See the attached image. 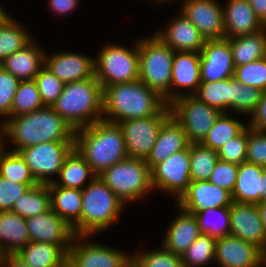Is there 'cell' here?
I'll return each instance as SVG.
<instances>
[{"mask_svg": "<svg viewBox=\"0 0 266 267\" xmlns=\"http://www.w3.org/2000/svg\"><path fill=\"white\" fill-rule=\"evenodd\" d=\"M26 31L13 17L4 25L0 31V63L33 39Z\"/></svg>", "mask_w": 266, "mask_h": 267, "instance_id": "cell-40", "label": "cell"}, {"mask_svg": "<svg viewBox=\"0 0 266 267\" xmlns=\"http://www.w3.org/2000/svg\"><path fill=\"white\" fill-rule=\"evenodd\" d=\"M223 8L217 0H184L180 11L208 40L225 37Z\"/></svg>", "mask_w": 266, "mask_h": 267, "instance_id": "cell-14", "label": "cell"}, {"mask_svg": "<svg viewBox=\"0 0 266 267\" xmlns=\"http://www.w3.org/2000/svg\"><path fill=\"white\" fill-rule=\"evenodd\" d=\"M246 162L266 168V131L248 127Z\"/></svg>", "mask_w": 266, "mask_h": 267, "instance_id": "cell-49", "label": "cell"}, {"mask_svg": "<svg viewBox=\"0 0 266 267\" xmlns=\"http://www.w3.org/2000/svg\"><path fill=\"white\" fill-rule=\"evenodd\" d=\"M50 209L49 187L47 184H38L20 196V199L14 202L11 211L26 219L48 212Z\"/></svg>", "mask_w": 266, "mask_h": 267, "instance_id": "cell-33", "label": "cell"}, {"mask_svg": "<svg viewBox=\"0 0 266 267\" xmlns=\"http://www.w3.org/2000/svg\"><path fill=\"white\" fill-rule=\"evenodd\" d=\"M89 181V184L82 189L80 215V235L82 236H90L108 229L119 218L125 206V203L99 176Z\"/></svg>", "mask_w": 266, "mask_h": 267, "instance_id": "cell-5", "label": "cell"}, {"mask_svg": "<svg viewBox=\"0 0 266 267\" xmlns=\"http://www.w3.org/2000/svg\"><path fill=\"white\" fill-rule=\"evenodd\" d=\"M139 79L170 104V85L175 51L157 36L138 41Z\"/></svg>", "mask_w": 266, "mask_h": 267, "instance_id": "cell-6", "label": "cell"}, {"mask_svg": "<svg viewBox=\"0 0 266 267\" xmlns=\"http://www.w3.org/2000/svg\"><path fill=\"white\" fill-rule=\"evenodd\" d=\"M238 169L239 165L218 159L208 181L232 194L237 180Z\"/></svg>", "mask_w": 266, "mask_h": 267, "instance_id": "cell-47", "label": "cell"}, {"mask_svg": "<svg viewBox=\"0 0 266 267\" xmlns=\"http://www.w3.org/2000/svg\"><path fill=\"white\" fill-rule=\"evenodd\" d=\"M30 188L27 184L16 183L0 176V212L11 211L14 202Z\"/></svg>", "mask_w": 266, "mask_h": 267, "instance_id": "cell-50", "label": "cell"}, {"mask_svg": "<svg viewBox=\"0 0 266 267\" xmlns=\"http://www.w3.org/2000/svg\"><path fill=\"white\" fill-rule=\"evenodd\" d=\"M232 202L229 191L208 180L191 181L187 190L176 201L179 209L189 213H200L208 208L227 207Z\"/></svg>", "mask_w": 266, "mask_h": 267, "instance_id": "cell-19", "label": "cell"}, {"mask_svg": "<svg viewBox=\"0 0 266 267\" xmlns=\"http://www.w3.org/2000/svg\"><path fill=\"white\" fill-rule=\"evenodd\" d=\"M74 148V141H50L20 149L18 152L30 168L38 184H51L59 175L66 156Z\"/></svg>", "mask_w": 266, "mask_h": 267, "instance_id": "cell-10", "label": "cell"}, {"mask_svg": "<svg viewBox=\"0 0 266 267\" xmlns=\"http://www.w3.org/2000/svg\"><path fill=\"white\" fill-rule=\"evenodd\" d=\"M49 6L54 13L63 15L72 12L78 5V0H49Z\"/></svg>", "mask_w": 266, "mask_h": 267, "instance_id": "cell-52", "label": "cell"}, {"mask_svg": "<svg viewBox=\"0 0 266 267\" xmlns=\"http://www.w3.org/2000/svg\"><path fill=\"white\" fill-rule=\"evenodd\" d=\"M260 33L266 39V17L260 20Z\"/></svg>", "mask_w": 266, "mask_h": 267, "instance_id": "cell-58", "label": "cell"}, {"mask_svg": "<svg viewBox=\"0 0 266 267\" xmlns=\"http://www.w3.org/2000/svg\"><path fill=\"white\" fill-rule=\"evenodd\" d=\"M197 218L201 234L220 238L230 233V206L219 208H208L200 213H191ZM216 214V215H215ZM218 216V219L210 220L211 216Z\"/></svg>", "mask_w": 266, "mask_h": 267, "instance_id": "cell-38", "label": "cell"}, {"mask_svg": "<svg viewBox=\"0 0 266 267\" xmlns=\"http://www.w3.org/2000/svg\"><path fill=\"white\" fill-rule=\"evenodd\" d=\"M159 2H164L166 3L167 0H158ZM168 1H172V0H168Z\"/></svg>", "mask_w": 266, "mask_h": 267, "instance_id": "cell-60", "label": "cell"}, {"mask_svg": "<svg viewBox=\"0 0 266 267\" xmlns=\"http://www.w3.org/2000/svg\"><path fill=\"white\" fill-rule=\"evenodd\" d=\"M262 201H266V169L262 172Z\"/></svg>", "mask_w": 266, "mask_h": 267, "instance_id": "cell-57", "label": "cell"}, {"mask_svg": "<svg viewBox=\"0 0 266 267\" xmlns=\"http://www.w3.org/2000/svg\"><path fill=\"white\" fill-rule=\"evenodd\" d=\"M17 255L30 267H64L67 252L57 244L29 242Z\"/></svg>", "mask_w": 266, "mask_h": 267, "instance_id": "cell-30", "label": "cell"}, {"mask_svg": "<svg viewBox=\"0 0 266 267\" xmlns=\"http://www.w3.org/2000/svg\"><path fill=\"white\" fill-rule=\"evenodd\" d=\"M154 35L174 51L200 53L206 41L199 30L181 12L165 30L158 31Z\"/></svg>", "mask_w": 266, "mask_h": 267, "instance_id": "cell-22", "label": "cell"}, {"mask_svg": "<svg viewBox=\"0 0 266 267\" xmlns=\"http://www.w3.org/2000/svg\"><path fill=\"white\" fill-rule=\"evenodd\" d=\"M256 205H257L260 219H261L263 226H264V229L266 231V201H261L260 203H258Z\"/></svg>", "mask_w": 266, "mask_h": 267, "instance_id": "cell-55", "label": "cell"}, {"mask_svg": "<svg viewBox=\"0 0 266 267\" xmlns=\"http://www.w3.org/2000/svg\"><path fill=\"white\" fill-rule=\"evenodd\" d=\"M208 106L227 112L231 109V77L215 82H201L193 94Z\"/></svg>", "mask_w": 266, "mask_h": 267, "instance_id": "cell-34", "label": "cell"}, {"mask_svg": "<svg viewBox=\"0 0 266 267\" xmlns=\"http://www.w3.org/2000/svg\"><path fill=\"white\" fill-rule=\"evenodd\" d=\"M100 179L126 204L153 190L151 170L144 159L127 157L107 168Z\"/></svg>", "mask_w": 266, "mask_h": 267, "instance_id": "cell-7", "label": "cell"}, {"mask_svg": "<svg viewBox=\"0 0 266 267\" xmlns=\"http://www.w3.org/2000/svg\"><path fill=\"white\" fill-rule=\"evenodd\" d=\"M234 67L266 57V39L260 31L230 38Z\"/></svg>", "mask_w": 266, "mask_h": 267, "instance_id": "cell-32", "label": "cell"}, {"mask_svg": "<svg viewBox=\"0 0 266 267\" xmlns=\"http://www.w3.org/2000/svg\"><path fill=\"white\" fill-rule=\"evenodd\" d=\"M51 210L63 218L80 235V215L82 210V190L61 186H48Z\"/></svg>", "mask_w": 266, "mask_h": 267, "instance_id": "cell-27", "label": "cell"}, {"mask_svg": "<svg viewBox=\"0 0 266 267\" xmlns=\"http://www.w3.org/2000/svg\"><path fill=\"white\" fill-rule=\"evenodd\" d=\"M136 42L132 50L113 44L103 47L94 59L95 77L103 89L139 79V50Z\"/></svg>", "mask_w": 266, "mask_h": 267, "instance_id": "cell-8", "label": "cell"}, {"mask_svg": "<svg viewBox=\"0 0 266 267\" xmlns=\"http://www.w3.org/2000/svg\"><path fill=\"white\" fill-rule=\"evenodd\" d=\"M229 235L252 243L266 252V231L256 204L232 202Z\"/></svg>", "mask_w": 266, "mask_h": 267, "instance_id": "cell-17", "label": "cell"}, {"mask_svg": "<svg viewBox=\"0 0 266 267\" xmlns=\"http://www.w3.org/2000/svg\"><path fill=\"white\" fill-rule=\"evenodd\" d=\"M223 8L225 38L260 31V19L256 16L248 0H228Z\"/></svg>", "mask_w": 266, "mask_h": 267, "instance_id": "cell-25", "label": "cell"}, {"mask_svg": "<svg viewBox=\"0 0 266 267\" xmlns=\"http://www.w3.org/2000/svg\"><path fill=\"white\" fill-rule=\"evenodd\" d=\"M200 84V53L175 51L170 85V103L181 96L193 95ZM175 87L182 89L185 87V89H190L191 92L182 93L181 90L179 92ZM172 88H175V90H172Z\"/></svg>", "mask_w": 266, "mask_h": 267, "instance_id": "cell-21", "label": "cell"}, {"mask_svg": "<svg viewBox=\"0 0 266 267\" xmlns=\"http://www.w3.org/2000/svg\"><path fill=\"white\" fill-rule=\"evenodd\" d=\"M169 107L172 117L181 125L190 144L201 143L222 113L193 95L176 98Z\"/></svg>", "mask_w": 266, "mask_h": 267, "instance_id": "cell-9", "label": "cell"}, {"mask_svg": "<svg viewBox=\"0 0 266 267\" xmlns=\"http://www.w3.org/2000/svg\"><path fill=\"white\" fill-rule=\"evenodd\" d=\"M45 107L35 80L20 81L14 95L10 117L37 111Z\"/></svg>", "mask_w": 266, "mask_h": 267, "instance_id": "cell-39", "label": "cell"}, {"mask_svg": "<svg viewBox=\"0 0 266 267\" xmlns=\"http://www.w3.org/2000/svg\"><path fill=\"white\" fill-rule=\"evenodd\" d=\"M0 129H1V133H0V153L3 151V149L5 148L4 147V143H5V141H4V139L3 138H5V136H4V132H3V129H2V126L0 127Z\"/></svg>", "mask_w": 266, "mask_h": 267, "instance_id": "cell-59", "label": "cell"}, {"mask_svg": "<svg viewBox=\"0 0 266 267\" xmlns=\"http://www.w3.org/2000/svg\"><path fill=\"white\" fill-rule=\"evenodd\" d=\"M131 267H184L181 256L166 250H150L132 255Z\"/></svg>", "mask_w": 266, "mask_h": 267, "instance_id": "cell-43", "label": "cell"}, {"mask_svg": "<svg viewBox=\"0 0 266 267\" xmlns=\"http://www.w3.org/2000/svg\"><path fill=\"white\" fill-rule=\"evenodd\" d=\"M30 242L60 245L66 252L75 236L72 227L53 210L25 219Z\"/></svg>", "mask_w": 266, "mask_h": 267, "instance_id": "cell-16", "label": "cell"}, {"mask_svg": "<svg viewBox=\"0 0 266 267\" xmlns=\"http://www.w3.org/2000/svg\"><path fill=\"white\" fill-rule=\"evenodd\" d=\"M256 16L261 20L266 17V0H248Z\"/></svg>", "mask_w": 266, "mask_h": 267, "instance_id": "cell-54", "label": "cell"}, {"mask_svg": "<svg viewBox=\"0 0 266 267\" xmlns=\"http://www.w3.org/2000/svg\"><path fill=\"white\" fill-rule=\"evenodd\" d=\"M261 94L260 89L243 85L231 77V109L234 111L251 116L258 106Z\"/></svg>", "mask_w": 266, "mask_h": 267, "instance_id": "cell-42", "label": "cell"}, {"mask_svg": "<svg viewBox=\"0 0 266 267\" xmlns=\"http://www.w3.org/2000/svg\"><path fill=\"white\" fill-rule=\"evenodd\" d=\"M218 153L201 143L190 144V176L191 181L208 180L218 161Z\"/></svg>", "mask_w": 266, "mask_h": 267, "instance_id": "cell-37", "label": "cell"}, {"mask_svg": "<svg viewBox=\"0 0 266 267\" xmlns=\"http://www.w3.org/2000/svg\"><path fill=\"white\" fill-rule=\"evenodd\" d=\"M190 145L185 131L171 116L161 127L156 143L145 160L150 170L165 161L170 155L186 149Z\"/></svg>", "mask_w": 266, "mask_h": 267, "instance_id": "cell-23", "label": "cell"}, {"mask_svg": "<svg viewBox=\"0 0 266 267\" xmlns=\"http://www.w3.org/2000/svg\"><path fill=\"white\" fill-rule=\"evenodd\" d=\"M58 177L60 178L59 181L54 180V182L48 184V186H61L82 190L86 187L84 184L87 182L86 180L89 177L90 179H93L96 175L92 172L90 165L84 160L79 152L73 148L66 156Z\"/></svg>", "mask_w": 266, "mask_h": 267, "instance_id": "cell-31", "label": "cell"}, {"mask_svg": "<svg viewBox=\"0 0 266 267\" xmlns=\"http://www.w3.org/2000/svg\"><path fill=\"white\" fill-rule=\"evenodd\" d=\"M168 107L164 98L140 79L103 89V120L111 123L159 116Z\"/></svg>", "mask_w": 266, "mask_h": 267, "instance_id": "cell-1", "label": "cell"}, {"mask_svg": "<svg viewBox=\"0 0 266 267\" xmlns=\"http://www.w3.org/2000/svg\"><path fill=\"white\" fill-rule=\"evenodd\" d=\"M29 242L25 219L12 211H1L0 255L17 254Z\"/></svg>", "mask_w": 266, "mask_h": 267, "instance_id": "cell-28", "label": "cell"}, {"mask_svg": "<svg viewBox=\"0 0 266 267\" xmlns=\"http://www.w3.org/2000/svg\"><path fill=\"white\" fill-rule=\"evenodd\" d=\"M0 267H30L17 254H7L1 256Z\"/></svg>", "mask_w": 266, "mask_h": 267, "instance_id": "cell-53", "label": "cell"}, {"mask_svg": "<svg viewBox=\"0 0 266 267\" xmlns=\"http://www.w3.org/2000/svg\"><path fill=\"white\" fill-rule=\"evenodd\" d=\"M216 238L201 234L181 256L184 267H202L215 261Z\"/></svg>", "mask_w": 266, "mask_h": 267, "instance_id": "cell-41", "label": "cell"}, {"mask_svg": "<svg viewBox=\"0 0 266 267\" xmlns=\"http://www.w3.org/2000/svg\"><path fill=\"white\" fill-rule=\"evenodd\" d=\"M74 148L96 176L128 157L121 127L105 120L76 130Z\"/></svg>", "mask_w": 266, "mask_h": 267, "instance_id": "cell-3", "label": "cell"}, {"mask_svg": "<svg viewBox=\"0 0 266 267\" xmlns=\"http://www.w3.org/2000/svg\"><path fill=\"white\" fill-rule=\"evenodd\" d=\"M19 83V79L0 66V116L3 118L10 117L14 95Z\"/></svg>", "mask_w": 266, "mask_h": 267, "instance_id": "cell-48", "label": "cell"}, {"mask_svg": "<svg viewBox=\"0 0 266 267\" xmlns=\"http://www.w3.org/2000/svg\"><path fill=\"white\" fill-rule=\"evenodd\" d=\"M172 116L168 107L159 116L129 119L119 122L128 157L146 160L157 141L162 125Z\"/></svg>", "mask_w": 266, "mask_h": 267, "instance_id": "cell-11", "label": "cell"}, {"mask_svg": "<svg viewBox=\"0 0 266 267\" xmlns=\"http://www.w3.org/2000/svg\"><path fill=\"white\" fill-rule=\"evenodd\" d=\"M74 131L103 120V88L97 78L65 83L52 106Z\"/></svg>", "mask_w": 266, "mask_h": 267, "instance_id": "cell-4", "label": "cell"}, {"mask_svg": "<svg viewBox=\"0 0 266 267\" xmlns=\"http://www.w3.org/2000/svg\"><path fill=\"white\" fill-rule=\"evenodd\" d=\"M251 129L266 131V90L262 91L260 101L255 112L250 117Z\"/></svg>", "mask_w": 266, "mask_h": 267, "instance_id": "cell-51", "label": "cell"}, {"mask_svg": "<svg viewBox=\"0 0 266 267\" xmlns=\"http://www.w3.org/2000/svg\"><path fill=\"white\" fill-rule=\"evenodd\" d=\"M229 116L227 112L221 113L201 142L202 145L217 151L224 143L239 135L247 127Z\"/></svg>", "mask_w": 266, "mask_h": 267, "instance_id": "cell-36", "label": "cell"}, {"mask_svg": "<svg viewBox=\"0 0 266 267\" xmlns=\"http://www.w3.org/2000/svg\"><path fill=\"white\" fill-rule=\"evenodd\" d=\"M230 38L208 39L200 51L201 82H215L234 76Z\"/></svg>", "mask_w": 266, "mask_h": 267, "instance_id": "cell-15", "label": "cell"}, {"mask_svg": "<svg viewBox=\"0 0 266 267\" xmlns=\"http://www.w3.org/2000/svg\"><path fill=\"white\" fill-rule=\"evenodd\" d=\"M90 236L75 235L67 252L69 267H131L132 256L115 248L87 242ZM82 239L84 240L82 242ZM80 242H78V241ZM77 241V242H75ZM82 242V243H81Z\"/></svg>", "mask_w": 266, "mask_h": 267, "instance_id": "cell-12", "label": "cell"}, {"mask_svg": "<svg viewBox=\"0 0 266 267\" xmlns=\"http://www.w3.org/2000/svg\"><path fill=\"white\" fill-rule=\"evenodd\" d=\"M243 85L266 90V57L245 65L236 66L234 76Z\"/></svg>", "mask_w": 266, "mask_h": 267, "instance_id": "cell-44", "label": "cell"}, {"mask_svg": "<svg viewBox=\"0 0 266 267\" xmlns=\"http://www.w3.org/2000/svg\"><path fill=\"white\" fill-rule=\"evenodd\" d=\"M44 65V50L33 39L0 63V66L20 81L34 80Z\"/></svg>", "mask_w": 266, "mask_h": 267, "instance_id": "cell-24", "label": "cell"}, {"mask_svg": "<svg viewBox=\"0 0 266 267\" xmlns=\"http://www.w3.org/2000/svg\"><path fill=\"white\" fill-rule=\"evenodd\" d=\"M179 211H182V213L175 218L168 228L162 246L175 255L182 256L189 246L201 235V232L194 214L183 209Z\"/></svg>", "mask_w": 266, "mask_h": 267, "instance_id": "cell-26", "label": "cell"}, {"mask_svg": "<svg viewBox=\"0 0 266 267\" xmlns=\"http://www.w3.org/2000/svg\"><path fill=\"white\" fill-rule=\"evenodd\" d=\"M6 120L1 126L4 136L17 145L12 151L43 142L74 141L75 131L53 107L45 106Z\"/></svg>", "mask_w": 266, "mask_h": 267, "instance_id": "cell-2", "label": "cell"}, {"mask_svg": "<svg viewBox=\"0 0 266 267\" xmlns=\"http://www.w3.org/2000/svg\"><path fill=\"white\" fill-rule=\"evenodd\" d=\"M44 106L52 107L63 92L64 83L59 80L45 65L34 79Z\"/></svg>", "mask_w": 266, "mask_h": 267, "instance_id": "cell-45", "label": "cell"}, {"mask_svg": "<svg viewBox=\"0 0 266 267\" xmlns=\"http://www.w3.org/2000/svg\"><path fill=\"white\" fill-rule=\"evenodd\" d=\"M248 126L236 137L224 143L218 150V158L241 165L247 157Z\"/></svg>", "mask_w": 266, "mask_h": 267, "instance_id": "cell-46", "label": "cell"}, {"mask_svg": "<svg viewBox=\"0 0 266 267\" xmlns=\"http://www.w3.org/2000/svg\"><path fill=\"white\" fill-rule=\"evenodd\" d=\"M45 54V66L64 84L95 76L94 58L73 52Z\"/></svg>", "mask_w": 266, "mask_h": 267, "instance_id": "cell-20", "label": "cell"}, {"mask_svg": "<svg viewBox=\"0 0 266 267\" xmlns=\"http://www.w3.org/2000/svg\"><path fill=\"white\" fill-rule=\"evenodd\" d=\"M153 189L172 193L178 200L191 183L190 176V145L151 170Z\"/></svg>", "mask_w": 266, "mask_h": 267, "instance_id": "cell-13", "label": "cell"}, {"mask_svg": "<svg viewBox=\"0 0 266 267\" xmlns=\"http://www.w3.org/2000/svg\"><path fill=\"white\" fill-rule=\"evenodd\" d=\"M266 168L243 162L239 165L232 200L237 203L258 204L262 201V172Z\"/></svg>", "mask_w": 266, "mask_h": 267, "instance_id": "cell-29", "label": "cell"}, {"mask_svg": "<svg viewBox=\"0 0 266 267\" xmlns=\"http://www.w3.org/2000/svg\"><path fill=\"white\" fill-rule=\"evenodd\" d=\"M3 151L0 153V176L13 182L27 184L31 188L38 185L36 179L17 151Z\"/></svg>", "mask_w": 266, "mask_h": 267, "instance_id": "cell-35", "label": "cell"}, {"mask_svg": "<svg viewBox=\"0 0 266 267\" xmlns=\"http://www.w3.org/2000/svg\"><path fill=\"white\" fill-rule=\"evenodd\" d=\"M215 261L221 267H261L265 254L256 245L227 235L216 239Z\"/></svg>", "mask_w": 266, "mask_h": 267, "instance_id": "cell-18", "label": "cell"}, {"mask_svg": "<svg viewBox=\"0 0 266 267\" xmlns=\"http://www.w3.org/2000/svg\"><path fill=\"white\" fill-rule=\"evenodd\" d=\"M12 18V16H10L9 14H7V12L5 10H3L0 13V31L2 30V28L4 27V25Z\"/></svg>", "mask_w": 266, "mask_h": 267, "instance_id": "cell-56", "label": "cell"}, {"mask_svg": "<svg viewBox=\"0 0 266 267\" xmlns=\"http://www.w3.org/2000/svg\"><path fill=\"white\" fill-rule=\"evenodd\" d=\"M4 9H3V7L0 5V11H3Z\"/></svg>", "mask_w": 266, "mask_h": 267, "instance_id": "cell-61", "label": "cell"}]
</instances>
